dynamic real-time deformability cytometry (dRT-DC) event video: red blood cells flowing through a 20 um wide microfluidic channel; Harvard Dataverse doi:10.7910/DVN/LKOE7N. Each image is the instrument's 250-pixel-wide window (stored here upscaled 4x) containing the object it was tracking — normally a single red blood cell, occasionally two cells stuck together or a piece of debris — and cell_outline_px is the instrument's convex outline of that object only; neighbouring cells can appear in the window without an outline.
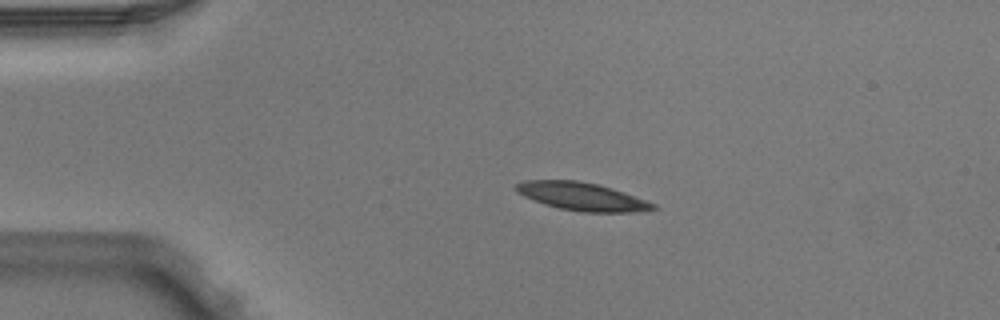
{"species": "Egyptian fruit bat (a non-hibernating species)", "species_latin": "Rousettus aegyptiacus", "temperature_condition": "warm", "stored_images_in_passage": 4, "camera_frame_rate_fps": 3000, "um_per_image_px": 0.085, "animal": {"sex": "male"}, "frame": {"image": 1, "passage_image": 3, "time_ms": 0.667, "image_size_px": [1000, 320], "cell_outline_px": [[660, 208], [636, 212], [580, 212], [560, 208], [544, 204], [524, 196], [516, 192], [516, 184], [524, 180], [580, 180], [600, 184], [612, 188], [656, 204]], "centroid_in_image_um": [49.48, 16.7], "position_along_channel_um": 35.5, "area_um2": 22.43}}